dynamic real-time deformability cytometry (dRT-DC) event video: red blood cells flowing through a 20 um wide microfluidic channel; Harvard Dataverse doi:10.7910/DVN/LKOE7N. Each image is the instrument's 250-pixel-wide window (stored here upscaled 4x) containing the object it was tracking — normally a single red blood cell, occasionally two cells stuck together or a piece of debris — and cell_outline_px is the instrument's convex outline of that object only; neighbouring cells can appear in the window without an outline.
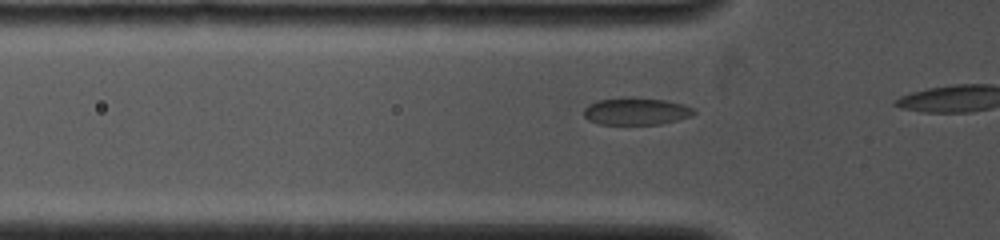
{"species": "common noctule bat (a hibernating species)", "species_latin": "Nyctalus noctula", "temperature_condition": "cold", "stored_images_in_passage": 10, "camera_frame_rate_fps": 4000, "um_per_image_px": 0.085, "animal": {"sex": "female", "body_mass_g": 19.0, "forearm_length_mm": 53.3}, "frame": {"image": 1, "passage_image": 7, "time_ms": 1.5, "image_size_px": [1000, 240], "cell_outline_px": [[696, 112], [692, 116], [660, 124], [600, 124], [588, 120], [584, 116], [584, 108], [588, 104], [596, 100], [620, 96], [632, 96], [664, 100], [684, 104], [692, 108]], "centroid_in_image_um": [54.03, 9.43], "position_along_channel_um": 71.8, "area_um2": 17.8}}